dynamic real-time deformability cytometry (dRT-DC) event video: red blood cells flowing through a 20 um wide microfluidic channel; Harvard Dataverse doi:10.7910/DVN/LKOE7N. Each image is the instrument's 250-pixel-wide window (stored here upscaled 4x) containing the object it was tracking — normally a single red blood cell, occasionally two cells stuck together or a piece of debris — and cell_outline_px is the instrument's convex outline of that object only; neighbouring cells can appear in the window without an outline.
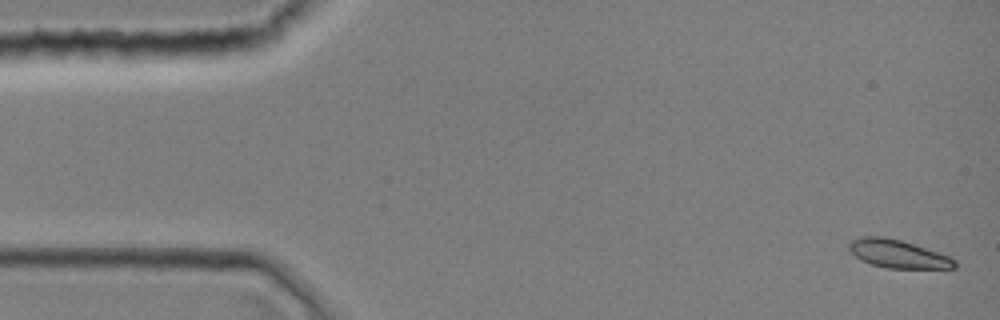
{"species": "common noctule bat (a hibernating species)", "species_latin": "Nyctalus noctula", "temperature_condition": "room temperature", "stored_images_in_passage": 2, "camera_frame_rate_fps": 3000, "um_per_image_px": 0.085, "animal": {"sex": "female", "body_mass_g": 19.0, "forearm_length_mm": 51.5}, "frame": {"image": 1, "passage_image": 1, "time_ms": 0.0, "image_size_px": [1000, 320], "cell_outline_px": [[956, 268], [888, 268], [872, 264], [860, 260], [848, 248], [848, 244], [852, 240], [860, 236], [884, 236], [900, 240], [940, 252], [956, 260]], "centroid_in_image_um": [76.32, 21.57], "position_along_channel_um": 8.7, "area_um2": 17.28}}